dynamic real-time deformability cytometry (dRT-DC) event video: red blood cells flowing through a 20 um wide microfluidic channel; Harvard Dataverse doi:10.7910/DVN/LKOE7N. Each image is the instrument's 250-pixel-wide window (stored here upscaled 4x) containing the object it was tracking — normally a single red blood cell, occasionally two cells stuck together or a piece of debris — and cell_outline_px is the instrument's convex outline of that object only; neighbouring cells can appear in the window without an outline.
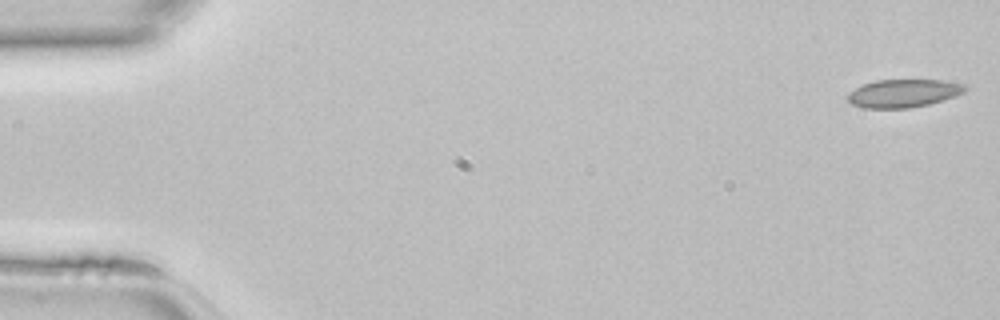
{"species": "common noctule bat (a hibernating species)", "species_latin": "Nyctalus noctula", "temperature_condition": "room temperature", "stored_images_in_passage": 46, "camera_frame_rate_fps": 3000, "um_per_image_px": 0.085, "animal": {"sex": "female", "body_mass_g": 22.7, "forearm_length_mm": 54.2}, "frame": {"image": 1, "passage_image": 1, "time_ms": 0.0, "image_size_px": [1000, 320], "cell_outline_px": [[968, 88], [964, 92], [956, 96], [944, 100], [928, 104], [908, 108], [864, 108], [852, 104], [848, 100], [848, 92], [864, 84], [876, 80], [940, 80], [964, 84]], "centroid_in_image_um": [76.8, 7.93], "position_along_channel_um": 8.2, "area_um2": 19.13}}
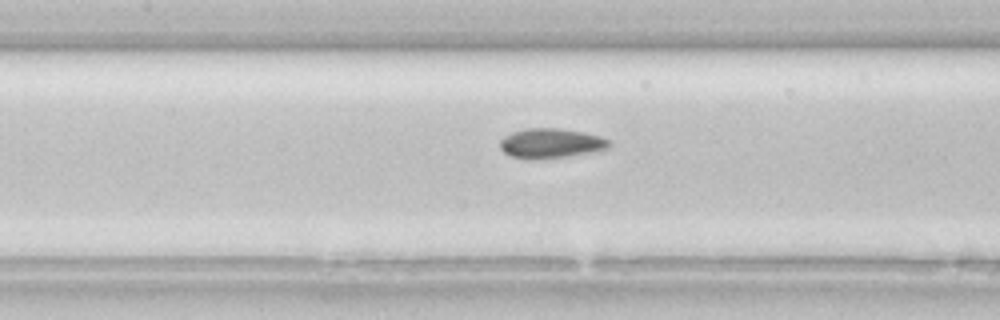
{"frame": {"image": 2, "passage_image": 21, "time_ms": 6.667, "image_size_px": [1000, 320], "cell_outline_px": [[612, 144], [608, 148], [600, 152], [536, 160], [532, 160], [508, 156], [500, 148], [500, 140], [504, 136], [512, 132], [524, 128], [556, 128], [584, 132], [600, 136], [608, 140]], "centroid_in_image_um": [46.83, 12.2], "position_along_channel_um": 160.6, "area_um2": 19.36}}
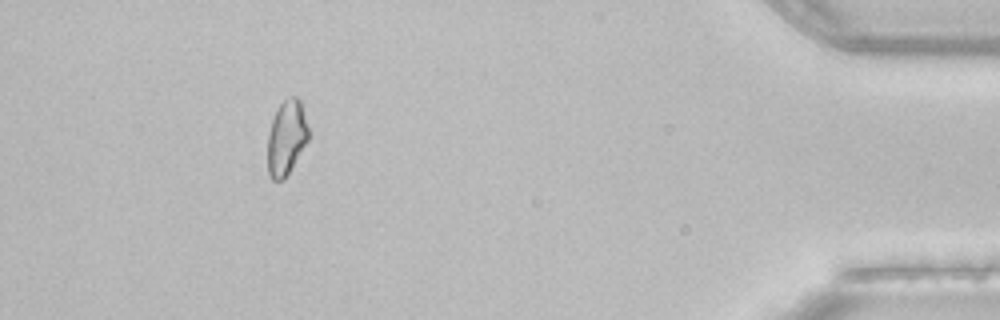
{"frame": {"image": 3, "passage_image": 42, "time_ms": 13.667, "image_size_px": [1000, 320], "cell_outline_px": [[308, 140], [288, 176], [284, 180], [272, 180], [268, 176], [268, 132], [272, 120], [280, 104], [284, 100], [292, 96], [296, 96], [300, 100], [308, 128]], "centroid_in_image_um": [24.34, 11.75], "position_along_channel_um": 410.9, "area_um2": 17.8}}